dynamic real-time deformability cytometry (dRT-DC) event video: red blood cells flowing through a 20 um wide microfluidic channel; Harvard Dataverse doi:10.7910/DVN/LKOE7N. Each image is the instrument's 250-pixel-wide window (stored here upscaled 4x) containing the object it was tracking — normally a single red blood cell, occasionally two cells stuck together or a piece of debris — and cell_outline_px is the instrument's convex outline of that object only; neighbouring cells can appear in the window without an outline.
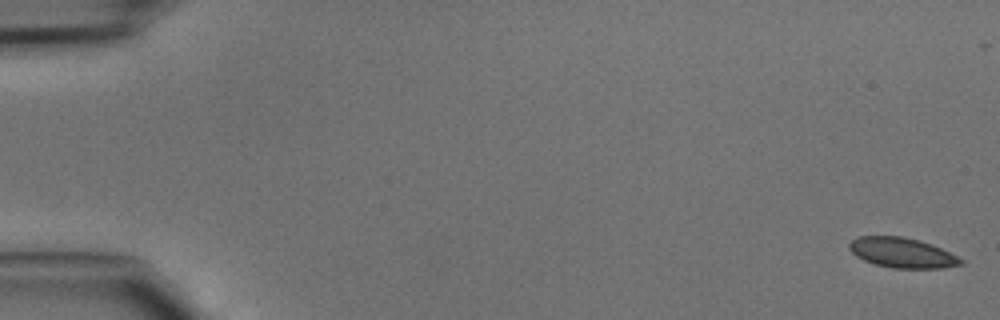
{"species": "common noctule bat (a hibernating species)", "species_latin": "Nyctalus noctula", "temperature_condition": "cold", "stored_images_in_passage": 47, "camera_frame_rate_fps": 3000, "um_per_image_px": 0.085, "animal": {"sex": "male", "body_mass_g": 15.6}, "frame": {"image": 1, "passage_image": 1, "time_ms": 0.0, "image_size_px": [1000, 320], "cell_outline_px": [[964, 264], [940, 268], [892, 268], [876, 264], [864, 260], [856, 256], [848, 248], [848, 244], [856, 236], [900, 236], [920, 240], [940, 248], [964, 260]], "centroid_in_image_um": [76.65, 21.48], "position_along_channel_um": 8.4, "area_um2": 19.42}}
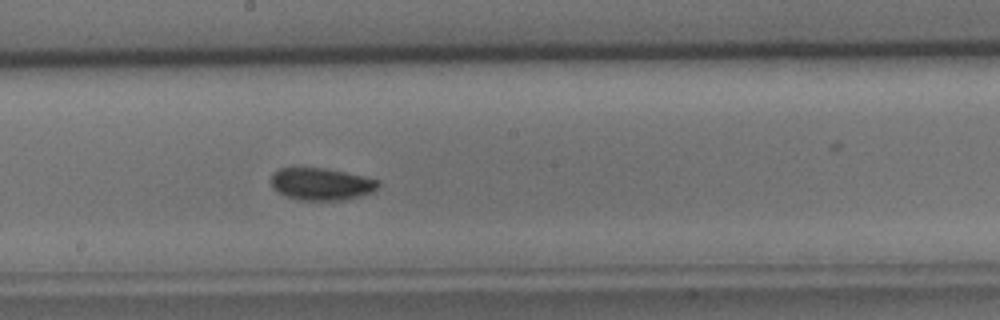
{"frame": {"image": 2, "passage_image": 26, "time_ms": 8.333, "image_size_px": [1000, 320], "cell_outline_px": [[380, 188], [372, 192], [360, 196], [340, 200], [300, 200], [288, 196], [272, 188], [272, 172], [280, 168], [324, 168], [364, 176], [380, 180]], "centroid_in_image_um": [27.35, 15.64], "position_along_channel_um": 220.8, "area_um2": 20.06}}
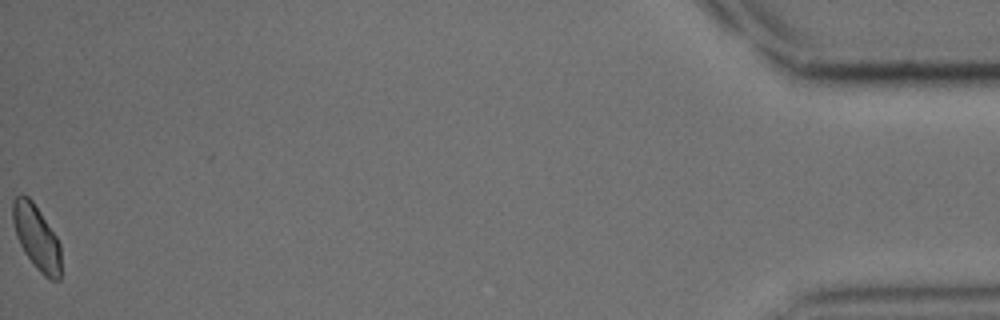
{"frame": {"image": 3, "passage_image": 47, "time_ms": 15.333, "image_size_px": [1000, 320], "cell_outline_px": [[60, 280], [48, 280], [36, 268], [24, 252], [16, 236], [12, 220], [12, 204], [16, 196], [20, 192], [28, 196], [32, 200], [56, 236], [60, 244]], "centroid_in_image_um": [3.09, 20.17], "position_along_channel_um": 432.1, "area_um2": 18.21}}